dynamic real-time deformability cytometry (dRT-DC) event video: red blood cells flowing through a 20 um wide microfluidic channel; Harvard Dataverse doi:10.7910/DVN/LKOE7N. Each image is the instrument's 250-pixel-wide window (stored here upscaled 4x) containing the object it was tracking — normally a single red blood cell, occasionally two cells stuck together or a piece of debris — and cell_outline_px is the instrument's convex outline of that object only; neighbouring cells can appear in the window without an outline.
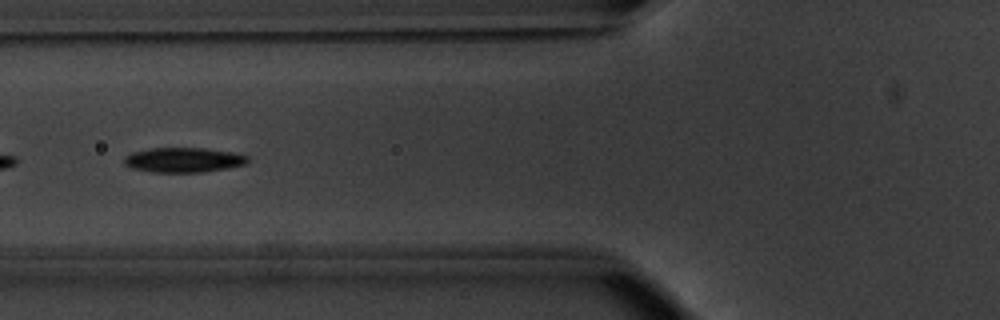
{"species": "common noctule bat (a hibernating species)", "species_latin": "Nyctalus noctula", "temperature_condition": "warm", "stored_images_in_passage": 19, "camera_frame_rate_fps": 3000, "um_per_image_px": 0.085, "animal": {"sex": "male", "body_mass_g": 20.1, "forearm_length_mm": 53.5}, "frame": {"image": 1, "passage_image": 6, "time_ms": 1.667, "image_size_px": [1000, 320], "cell_outline_px": [[248, 160], [244, 164], [228, 168], [204, 172], [152, 172], [132, 168], [124, 164], [124, 156], [132, 152], [152, 148], [204, 148], [232, 152], [248, 156]], "centroid_in_image_um": [15.57, 13.59], "position_along_channel_um": 110.2, "area_um2": 17.8}}
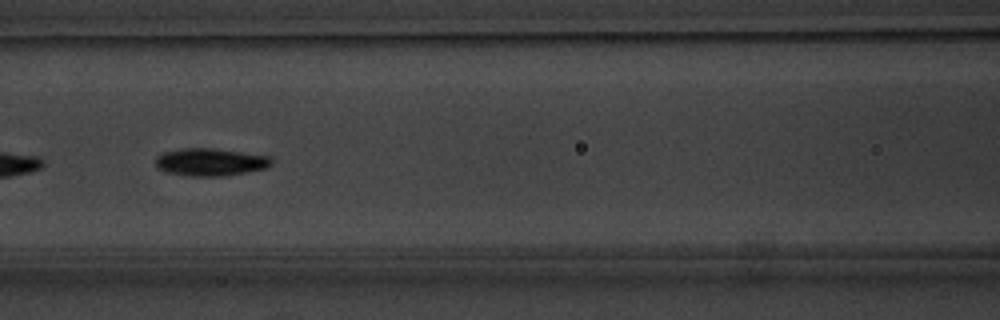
{"frame": {"image": 2, "passage_image": 9, "time_ms": 2.667, "image_size_px": [1000, 320], "cell_outline_px": [[272, 164], [268, 168], [248, 172], [224, 176], [188, 176], [164, 172], [156, 168], [156, 156], [164, 152], [180, 148], [212, 148], [268, 156], [272, 160]], "centroid_in_image_um": [17.85, 13.78], "position_along_channel_um": 148.7, "area_um2": 18.79}}